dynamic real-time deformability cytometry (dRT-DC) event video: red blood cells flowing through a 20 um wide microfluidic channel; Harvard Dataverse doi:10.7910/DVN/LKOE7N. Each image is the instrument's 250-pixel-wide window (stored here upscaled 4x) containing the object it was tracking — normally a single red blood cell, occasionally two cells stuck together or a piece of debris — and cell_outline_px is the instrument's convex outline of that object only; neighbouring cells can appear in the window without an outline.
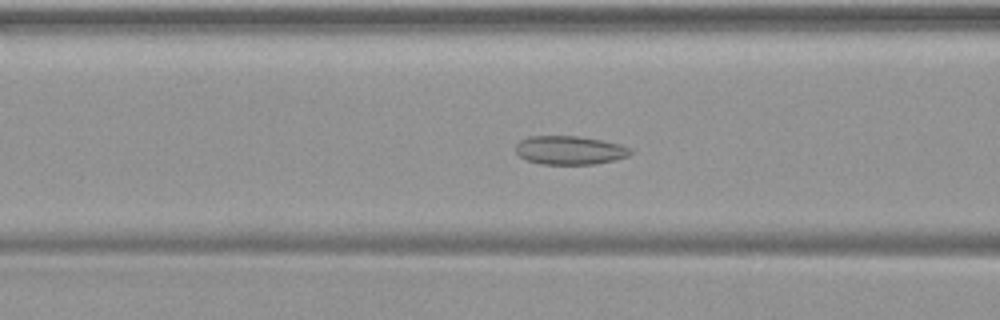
{"species": "common noctule bat (a hibernating species)", "species_latin": "Nyctalus noctula", "temperature_condition": "warm", "stored_images_in_passage": 45, "camera_frame_rate_fps": 3000, "um_per_image_px": 0.085, "animal": {"sex": "female", "body_mass_g": 19.9}, "frame": {"image": 1, "passage_image": 14, "time_ms": 4.333, "image_size_px": [1000, 320], "cell_outline_px": [[632, 152], [628, 156], [616, 160], [596, 164], [540, 164], [528, 160], [520, 156], [516, 152], [516, 144], [520, 140], [528, 136], [576, 136], [600, 140], [620, 144], [632, 148]], "centroid_in_image_um": [48.44, 12.77], "position_along_channel_um": 118.2, "area_um2": 19.19}}
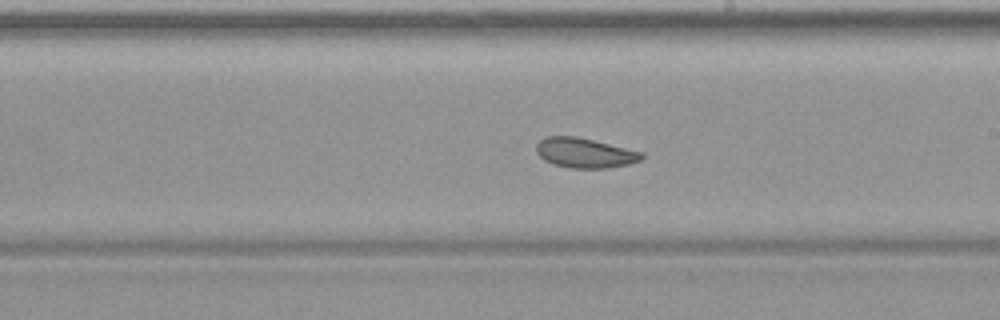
{"frame": {"image": 2, "passage_image": 23, "time_ms": 7.333, "image_size_px": [1000, 320], "cell_outline_px": [[644, 156], [640, 160], [628, 164], [608, 168], [572, 168], [552, 164], [544, 160], [536, 152], [536, 144], [544, 136], [576, 136], [644, 152]], "centroid_in_image_um": [49.69, 12.99], "position_along_channel_um": 239.3, "area_um2": 18.38}}
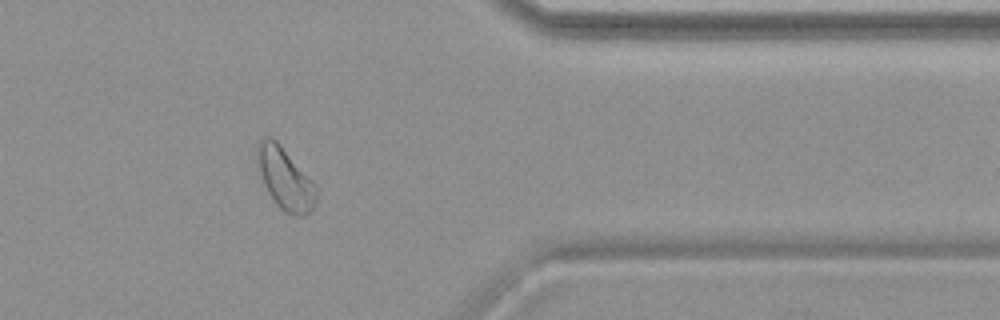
{"frame": {"image": 3, "passage_image": 35, "time_ms": 11.333, "image_size_px": [1000, 320], "cell_outline_px": [[320, 192], [312, 212], [304, 216], [296, 216], [284, 212], [276, 204], [268, 192], [256, 168], [256, 144], [264, 136], [268, 136], [276, 140], [280, 144], [320, 188]], "centroid_in_image_um": [24.26, 15.19], "position_along_channel_um": 387.1, "area_um2": 22.08}}